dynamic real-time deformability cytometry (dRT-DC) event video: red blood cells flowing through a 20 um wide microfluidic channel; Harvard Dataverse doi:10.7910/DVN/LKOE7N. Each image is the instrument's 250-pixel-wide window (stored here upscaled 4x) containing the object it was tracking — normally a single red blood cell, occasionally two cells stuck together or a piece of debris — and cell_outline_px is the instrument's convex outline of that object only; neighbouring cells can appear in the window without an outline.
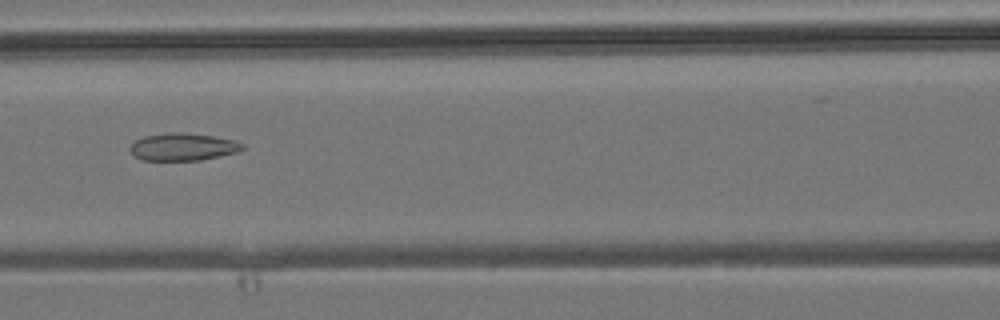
{"species": "common noctule bat (a hibernating species)", "species_latin": "Nyctalus noctula", "temperature_condition": "room temperature", "stored_images_in_passage": 6, "camera_frame_rate_fps": 3000, "um_per_image_px": 0.085, "animal": {"sex": "male", "body_mass_g": 19.2, "forearm_length_mm": 51.8}, "frame": {"image": 1, "passage_image": 6, "time_ms": 5.667, "image_size_px": [1000, 320], "cell_outline_px": [[244, 148], [236, 152], [220, 156], [200, 160], [144, 160], [136, 156], [128, 148], [136, 140], [144, 136], [168, 132], [184, 132], [212, 136], [236, 140], [244, 144]], "centroid_in_image_um": [15.57, 12.47], "position_along_channel_um": 151.0, "area_um2": 17.92}}